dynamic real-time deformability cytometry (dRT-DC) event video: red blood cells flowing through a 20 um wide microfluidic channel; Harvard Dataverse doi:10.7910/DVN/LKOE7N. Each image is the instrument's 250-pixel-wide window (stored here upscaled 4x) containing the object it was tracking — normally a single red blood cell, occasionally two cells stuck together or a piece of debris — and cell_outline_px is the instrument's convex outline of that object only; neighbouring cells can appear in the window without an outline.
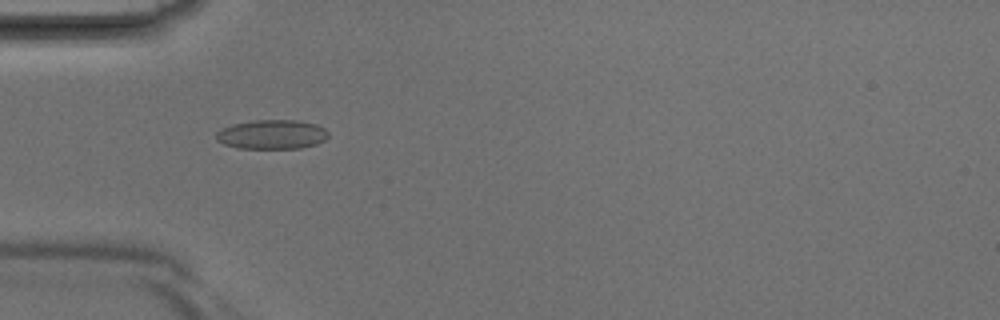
{"species": "Egyptian fruit bat (a non-hibernating species)", "species_latin": "Rousettus aegyptiacus", "temperature_condition": "room temperature", "stored_images_in_passage": 41, "camera_frame_rate_fps": 3000, "um_per_image_px": 0.085, "animal": {"sex": "male"}, "frame": {"image": 1, "passage_image": 13, "time_ms": 4.0, "image_size_px": [1000, 320], "cell_outline_px": [[328, 136], [324, 140], [316, 144], [300, 148], [236, 148], [224, 144], [216, 140], [216, 132], [232, 124], [256, 120], [296, 120], [316, 124], [324, 128], [328, 132]], "centroid_in_image_um": [23.11, 11.43], "position_along_channel_um": 61.9, "area_um2": 19.07}}
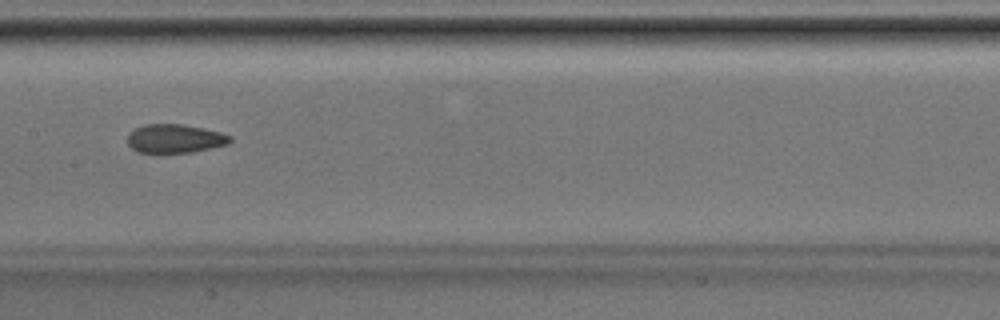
{"frame": {"image": 2, "passage_image": 21, "time_ms": 6.667, "image_size_px": [1000, 320], "cell_outline_px": [[232, 140], [228, 144], [212, 148], [192, 152], [136, 152], [128, 144], [128, 132], [144, 124], [180, 124], [204, 128], [220, 132], [232, 136]], "centroid_in_image_um": [14.88, 11.77], "position_along_channel_um": 192.5, "area_um2": 17.17}}
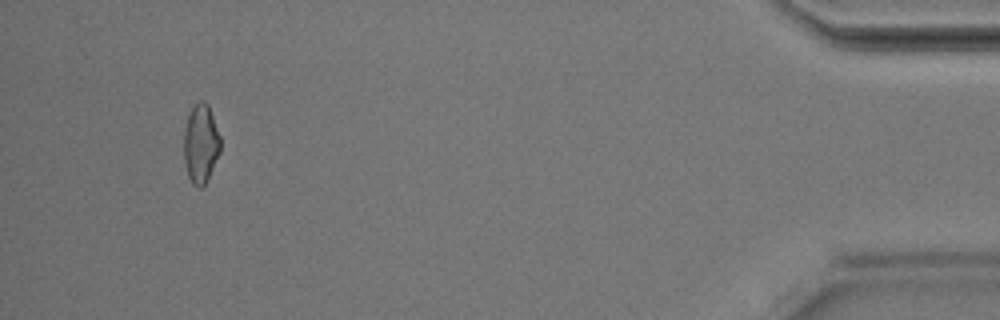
{"frame": {"image": 3, "passage_image": 39, "time_ms": 12.667, "image_size_px": [1000, 320], "cell_outline_px": [[220, 152], [204, 184], [200, 188], [192, 184], [188, 176], [184, 164], [184, 128], [188, 116], [192, 108], [200, 100], [204, 100], [208, 104], [220, 136]], "centroid_in_image_um": [17.05, 12.2], "position_along_channel_um": 418.2, "area_um2": 16.65}}